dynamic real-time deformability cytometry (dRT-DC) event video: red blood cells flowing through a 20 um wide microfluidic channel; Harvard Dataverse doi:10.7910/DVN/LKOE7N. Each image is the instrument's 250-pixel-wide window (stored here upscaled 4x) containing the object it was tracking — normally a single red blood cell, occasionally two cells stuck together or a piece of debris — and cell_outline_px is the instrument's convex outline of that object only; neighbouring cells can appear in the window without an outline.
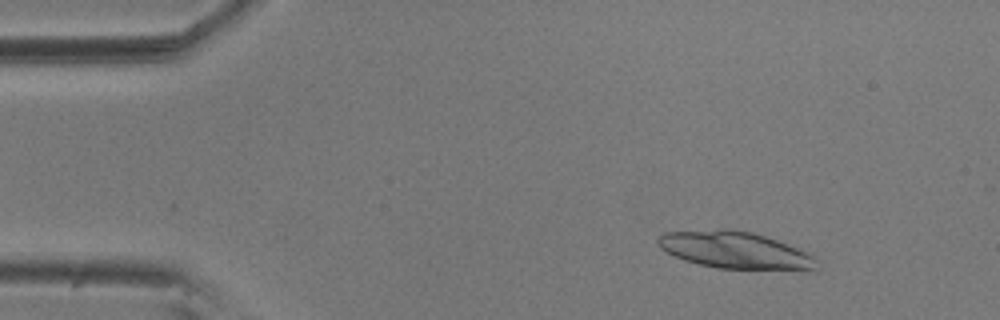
{"species": "common noctule bat (a hibernating species)", "species_latin": "Nyctalus noctula", "temperature_condition": "room temperature", "stored_images_in_passage": 19, "camera_frame_rate_fps": 3000, "um_per_image_px": 0.085, "animal": {"sex": "male", "body_mass_g": 20.5, "forearm_length_mm": 52.5}, "frame": {"image": 1, "passage_image": 7, "time_ms": 2.0, "image_size_px": [1000, 320], "cell_outline_px": [[816, 268], [716, 268], [684, 260], [660, 248], [656, 240], [664, 232], [724, 228], [732, 228], [752, 232], [776, 240], [796, 248], [812, 256]], "centroid_in_image_um": [62.31, 21.21], "position_along_channel_um": 22.7, "area_um2": 33.12}}